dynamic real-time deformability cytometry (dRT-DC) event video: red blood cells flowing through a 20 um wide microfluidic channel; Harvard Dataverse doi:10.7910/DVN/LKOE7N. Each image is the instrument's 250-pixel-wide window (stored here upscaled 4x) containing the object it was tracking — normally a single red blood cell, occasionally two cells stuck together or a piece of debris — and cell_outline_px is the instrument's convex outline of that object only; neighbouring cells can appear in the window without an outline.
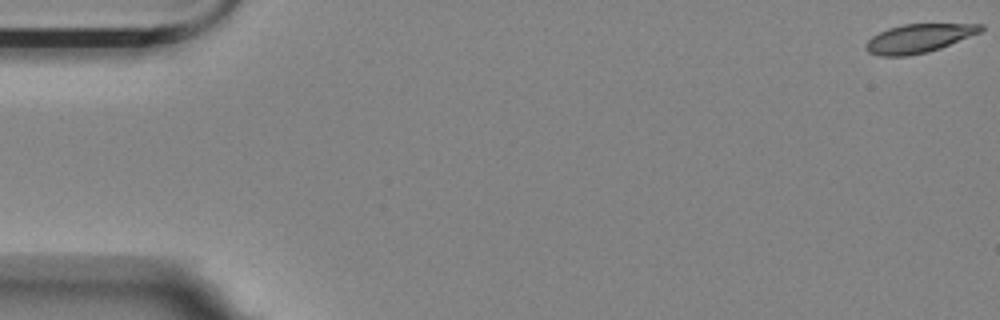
{"species": "Egyptian fruit bat (a non-hibernating species)", "species_latin": "Rousettus aegyptiacus", "temperature_condition": "room temperature", "stored_images_in_passage": 4, "camera_frame_rate_fps": 3000, "um_per_image_px": 0.085, "animal": {"sex": "female"}, "frame": {"image": 1, "passage_image": 1, "time_ms": 0.0, "image_size_px": [1000, 320], "cell_outline_px": [[984, 28], [980, 32], [940, 48], [928, 52], [908, 56], [880, 56], [868, 52], [864, 48], [864, 44], [872, 36], [888, 28], [904, 24], [984, 24]], "centroid_in_image_um": [78.05, 3.26], "position_along_channel_um": 6.9, "area_um2": 19.13}}